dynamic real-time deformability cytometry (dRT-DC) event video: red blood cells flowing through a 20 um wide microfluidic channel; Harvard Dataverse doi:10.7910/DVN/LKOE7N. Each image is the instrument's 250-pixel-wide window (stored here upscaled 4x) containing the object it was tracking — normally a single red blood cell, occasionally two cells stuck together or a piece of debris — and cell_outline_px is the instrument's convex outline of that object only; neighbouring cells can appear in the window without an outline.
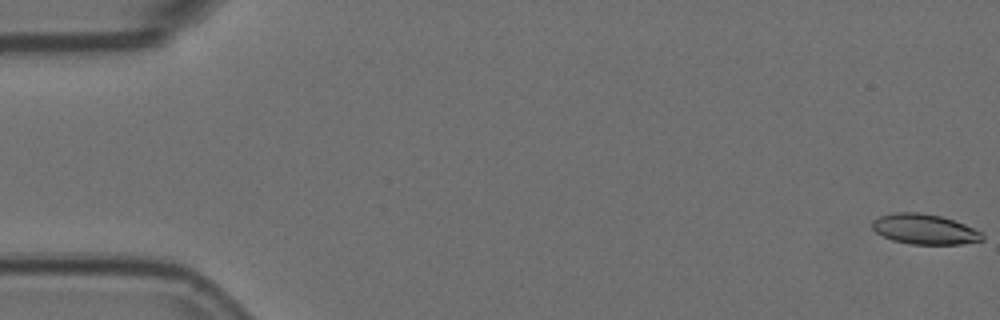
{"species": "Egyptian fruit bat (a non-hibernating species)", "species_latin": "Rousettus aegyptiacus", "temperature_condition": "room temperature", "stored_images_in_passage": 5, "camera_frame_rate_fps": 3000, "um_per_image_px": 0.085, "animal": {"sex": "female"}, "frame": {"image": 1, "passage_image": 1, "time_ms": 0.0, "image_size_px": [1000, 320], "cell_outline_px": [[984, 240], [960, 244], [908, 244], [892, 240], [876, 232], [872, 228], [872, 220], [880, 216], [892, 212], [920, 212], [940, 216], [964, 224], [984, 232]], "centroid_in_image_um": [78.59, 19.48], "position_along_channel_um": 6.4, "area_um2": 19.48}}
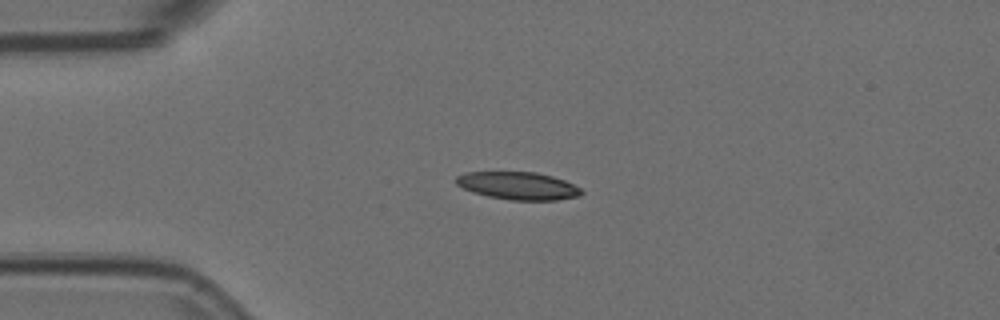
{"frame": {"image": 2, "passage_image": 4, "time_ms": 1.0, "image_size_px": [1000, 320], "cell_outline_px": [[584, 192], [580, 196], [556, 200], [512, 200], [488, 196], [472, 192], [456, 184], [456, 176], [464, 172], [536, 172], [552, 176], [564, 180], [580, 188]], "centroid_in_image_um": [44.04, 15.79], "position_along_channel_um": 41.0, "area_um2": 20.17}}